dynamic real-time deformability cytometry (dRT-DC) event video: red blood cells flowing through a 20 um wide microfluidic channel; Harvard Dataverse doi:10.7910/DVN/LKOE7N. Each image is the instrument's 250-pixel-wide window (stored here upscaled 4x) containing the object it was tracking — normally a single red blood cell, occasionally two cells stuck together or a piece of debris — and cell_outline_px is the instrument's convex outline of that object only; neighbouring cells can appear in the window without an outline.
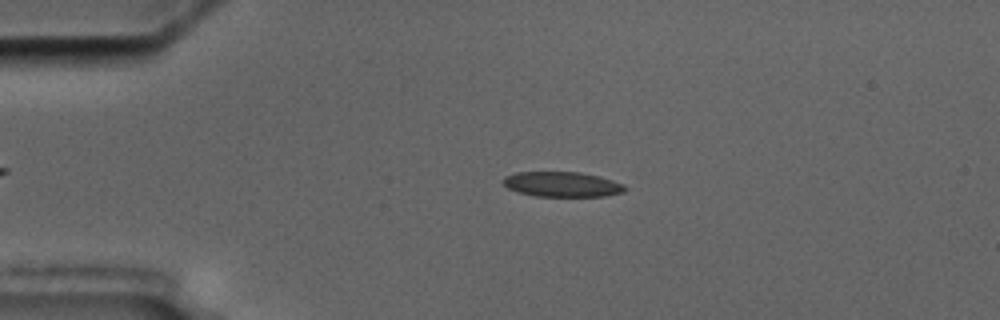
{"species": "common noctule bat (a hibernating species)", "species_latin": "Nyctalus noctula", "temperature_condition": "cold", "stored_images_in_passage": 13, "camera_frame_rate_fps": 3000, "um_per_image_px": 0.085, "animal": {"sex": "male", "body_mass_g": 17.5, "forearm_length_mm": 52.3}, "frame": {"image": 1, "passage_image": 3, "time_ms": 2.667, "image_size_px": [1000, 320], "cell_outline_px": [[628, 188], [624, 192], [604, 196], [536, 196], [520, 192], [508, 188], [504, 184], [504, 176], [516, 172], [580, 172], [600, 176], [624, 184]], "centroid_in_image_um": [47.82, 15.66], "position_along_channel_um": 37.2, "area_um2": 17.74}}
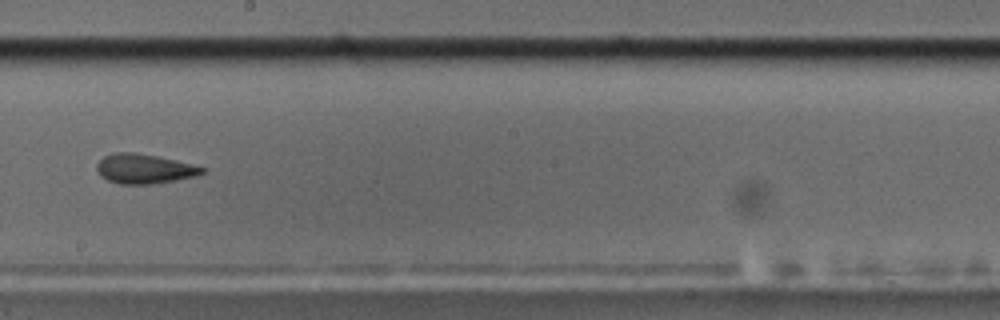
{"frame": {"image": 2, "passage_image": 8, "time_ms": 9.333, "image_size_px": [1000, 320], "cell_outline_px": [[208, 168], [204, 172], [196, 176], [176, 180], [152, 184], [120, 184], [108, 180], [100, 176], [96, 168], [96, 164], [104, 156], [112, 152], [136, 152], [176, 160]], "centroid_in_image_um": [12.26, 14.34], "position_along_channel_um": 235.9, "area_um2": 18.32}}
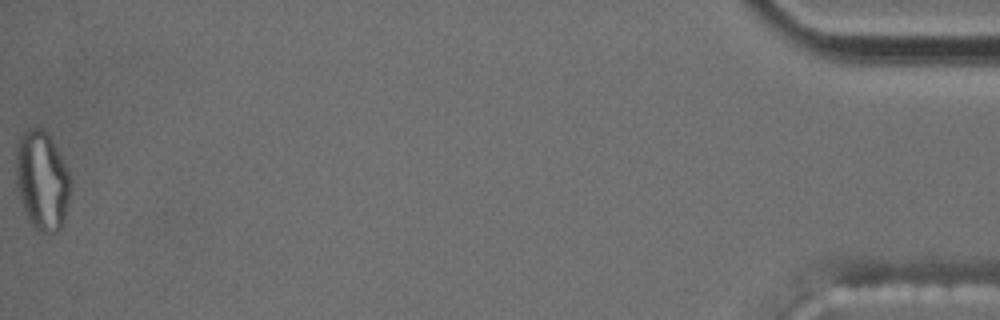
{"frame": {"image": 3, "passage_image": 13, "time_ms": 17.667, "image_size_px": [1000, 320], "cell_outline_px": [[72, 184], [64, 220], [60, 228], [56, 232], [36, 232], [32, 228], [28, 220], [16, 184], [16, 148], [20, 136], [28, 128], [36, 124], [44, 128], [48, 132], [72, 180]], "centroid_in_image_um": [3.57, 15.32], "position_along_channel_um": 431.6, "area_um2": 31.85}, "authors_computed_cell_mechanics": {"area_um2": 18.2648, "velocity_mm_per_s": 3.5061, "shape_relaxation_time_tau1_ms": 8.3683, "shape_relaxation_time_tau2_ms": 5.1137, "deformation_change_tau1": 0.2109, "deformation_change_tau2": 0.1249}}